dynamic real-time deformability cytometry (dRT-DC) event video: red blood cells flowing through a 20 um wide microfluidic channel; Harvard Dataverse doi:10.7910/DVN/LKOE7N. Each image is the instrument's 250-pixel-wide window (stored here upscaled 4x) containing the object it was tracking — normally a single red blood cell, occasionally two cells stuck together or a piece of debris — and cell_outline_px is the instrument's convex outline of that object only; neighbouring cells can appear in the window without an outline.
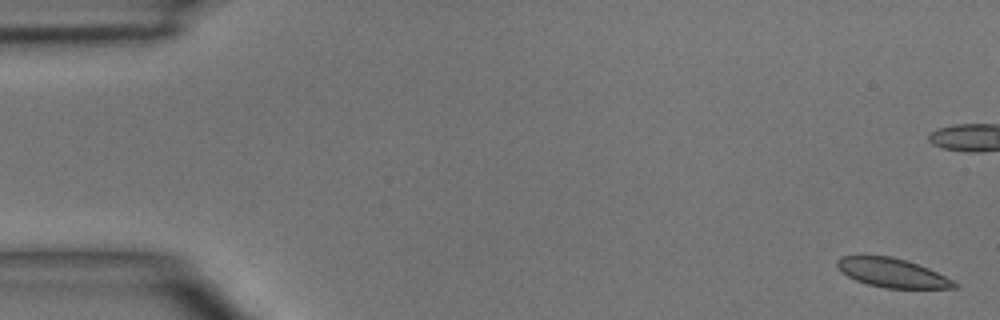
{"species": "common noctule bat (a hibernating species)", "species_latin": "Nyctalus noctula", "temperature_condition": "room temperature", "stored_images_in_passage": 7, "camera_frame_rate_fps": 3000, "um_per_image_px": 0.085, "animal": {"sex": "male", "body_mass_g": 15.6}, "frame": {"image": 1, "passage_image": 1, "time_ms": 0.0, "image_size_px": [1000, 320], "cell_outline_px": [[960, 288], [884, 288], [868, 284], [856, 280], [840, 272], [836, 264], [836, 260], [840, 256], [860, 252], [892, 256], [928, 268], [960, 284]], "centroid_in_image_um": [75.74, 23.14], "position_along_channel_um": 9.3, "area_um2": 20.46}}
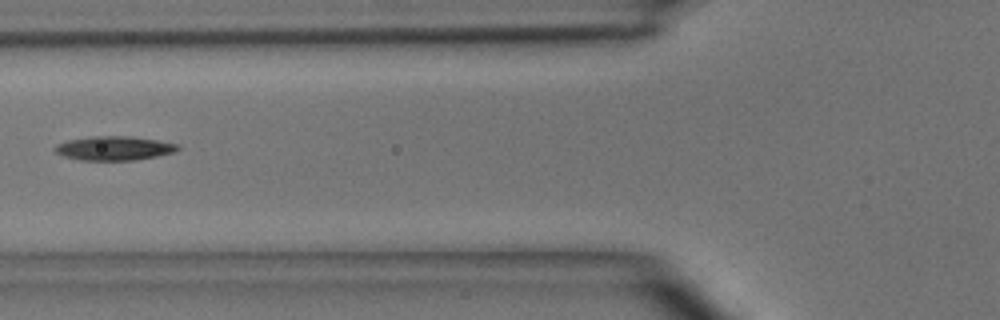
{"frame": {"image": 2, "passage_image": 6, "time_ms": 6.667, "image_size_px": [1000, 320], "cell_outline_px": [[180, 148], [172, 152], [156, 156], [136, 160], [80, 160], [64, 156], [56, 152], [52, 148], [56, 144], [68, 140], [92, 136], [132, 136], [156, 140], [176, 144]], "centroid_in_image_um": [9.65, 12.59], "position_along_channel_um": 116.2, "area_um2": 17.11}}